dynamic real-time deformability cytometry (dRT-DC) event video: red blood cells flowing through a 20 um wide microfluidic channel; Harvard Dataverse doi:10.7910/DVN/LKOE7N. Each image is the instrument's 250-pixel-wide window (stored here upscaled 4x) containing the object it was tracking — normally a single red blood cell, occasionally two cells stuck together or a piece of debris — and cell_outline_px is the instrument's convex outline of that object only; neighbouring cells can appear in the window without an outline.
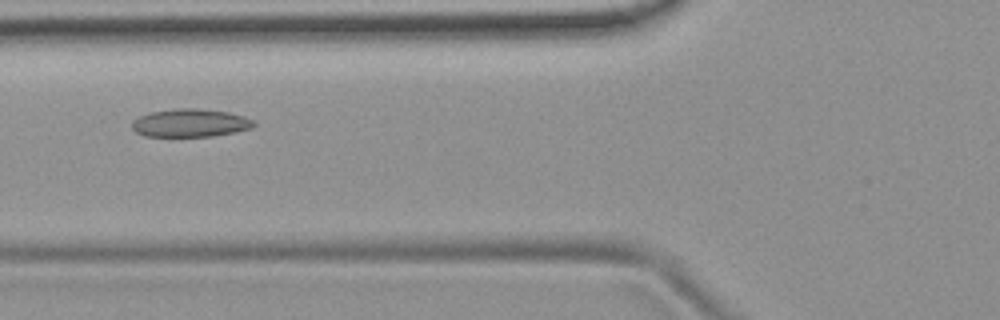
{"species": "common noctule bat (a hibernating species)", "species_latin": "Nyctalus noctula", "temperature_condition": "room temperature", "stored_images_in_passage": 5, "camera_frame_rate_fps": 3000, "um_per_image_px": 0.085, "animal": {"sex": "female", "body_mass_g": 19.9}, "frame": {"image": 1, "passage_image": 2, "time_ms": 1.333, "image_size_px": [1000, 320], "cell_outline_px": [[256, 124], [252, 128], [236, 132], [212, 136], [144, 136], [136, 132], [132, 128], [132, 120], [148, 112], [176, 108], [196, 108], [228, 112], [244, 116], [252, 120]], "centroid_in_image_um": [16.16, 10.44], "position_along_channel_um": 109.6, "area_um2": 20.0}}
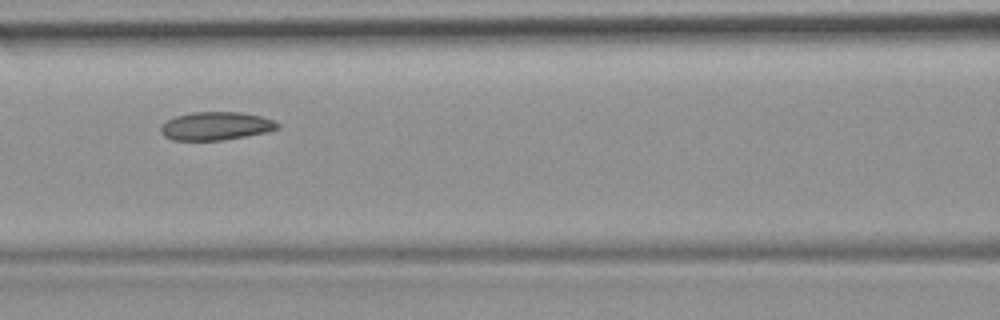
{"frame": {"image": 2, "passage_image": 3, "time_ms": 2.333, "image_size_px": [1000, 320], "cell_outline_px": [[280, 128], [268, 132], [220, 140], [172, 140], [164, 136], [160, 132], [160, 124], [164, 120], [176, 116], [192, 112], [240, 112], [260, 116], [272, 120], [280, 124]], "centroid_in_image_um": [18.31, 10.7], "position_along_channel_um": 148.3, "area_um2": 19.31}}
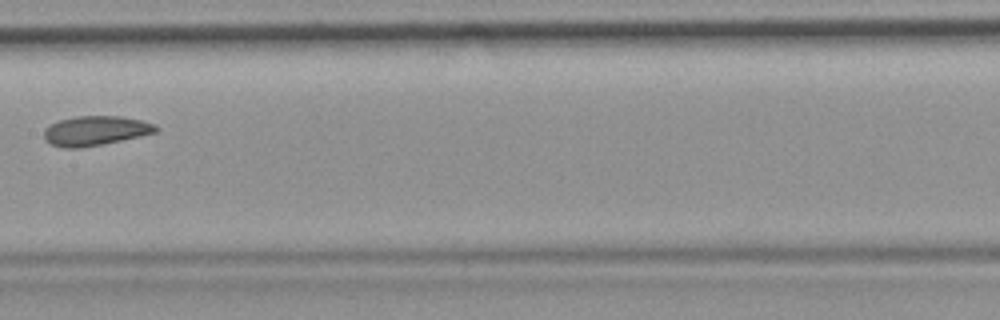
{"frame": {"image": 3, "passage_image": 4, "time_ms": 3.667, "image_size_px": [1000, 320], "cell_outline_px": [[160, 128], [156, 132], [140, 136], [80, 148], [64, 148], [52, 144], [44, 140], [44, 128], [48, 124], [56, 120], [76, 116], [120, 116], [140, 120], [156, 124]], "centroid_in_image_um": [8.07, 11.1], "position_along_channel_um": 199.3, "area_um2": 19.36}}